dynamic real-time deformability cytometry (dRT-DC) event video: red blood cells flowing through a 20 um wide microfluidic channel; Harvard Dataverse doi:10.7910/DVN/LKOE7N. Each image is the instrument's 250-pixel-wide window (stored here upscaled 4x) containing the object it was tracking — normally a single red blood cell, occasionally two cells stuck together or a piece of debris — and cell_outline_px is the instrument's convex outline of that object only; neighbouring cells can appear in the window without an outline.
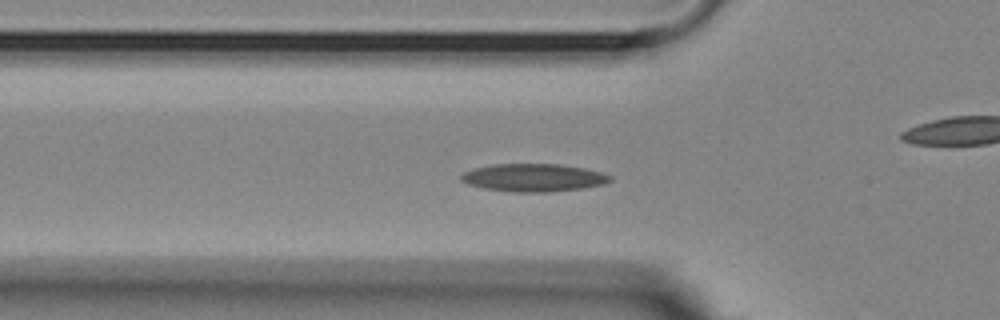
{"species": "Egyptian fruit bat (a non-hibernating species)", "species_latin": "Rousettus aegyptiacus", "temperature_condition": "room temperature", "stored_images_in_passage": 41, "camera_frame_rate_fps": 3000, "um_per_image_px": 0.085, "animal": {"sex": "female"}, "frame": {"image": 1, "passage_image": 15, "time_ms": 4.667, "image_size_px": [1000, 320], "cell_outline_px": [[612, 180], [604, 184], [580, 188], [548, 192], [512, 192], [484, 188], [468, 184], [460, 180], [460, 176], [464, 172], [472, 168], [492, 164], [556, 164], [584, 168], [600, 172], [612, 176]], "centroid_in_image_um": [45.31, 15.1], "position_along_channel_um": 80.5, "area_um2": 24.1}}
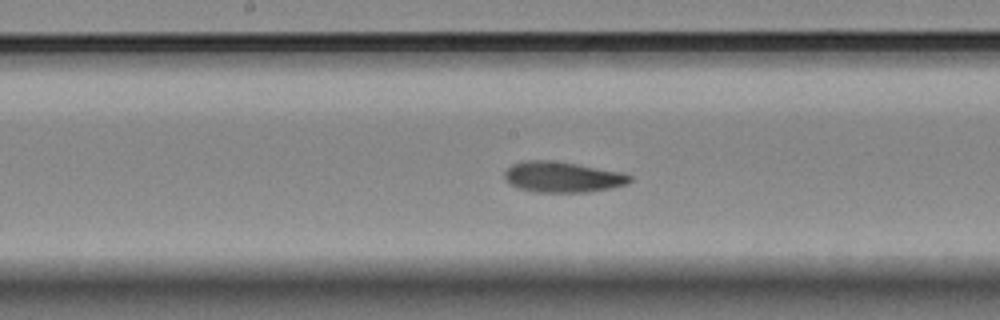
{"frame": {"image": 2, "passage_image": 25, "time_ms": 8.0, "image_size_px": [1000, 320], "cell_outline_px": [[632, 180], [628, 184], [612, 188], [588, 192], [536, 192], [520, 188], [508, 184], [504, 180], [504, 172], [512, 164], [524, 160], [548, 160], [576, 164], [620, 172], [632, 176]], "centroid_in_image_um": [47.79, 15.05], "position_along_channel_um": 200.4, "area_um2": 22.43}}
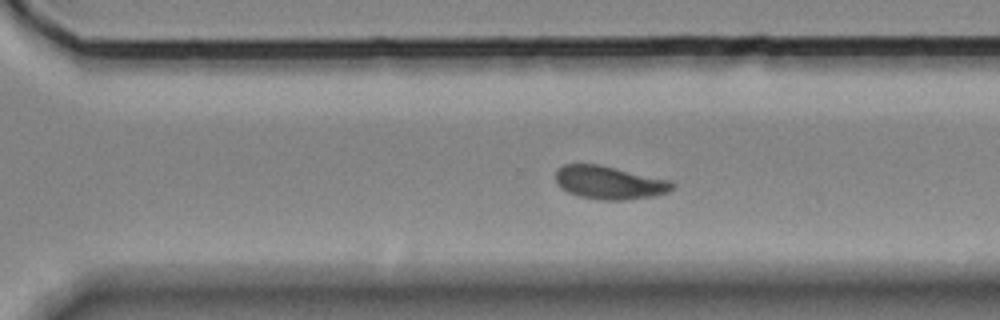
{"frame": {"image": 3, "passage_image": 35, "time_ms": 11.333, "image_size_px": [1000, 320], "cell_outline_px": [[676, 188], [668, 192], [652, 196], [624, 200], [600, 200], [580, 196], [568, 192], [560, 188], [556, 184], [556, 168], [564, 164], [600, 164], [672, 180], [676, 184]], "centroid_in_image_um": [51.82, 15.51], "position_along_channel_um": 318.8, "area_um2": 22.95}, "authors_computed_cell_mechanics": {"area_um2": 22.5998, "velocity_mm_per_s": 3.5701, "shape_relaxation_time_tau1_ms": 3.2968, "shape_relaxation_time_tau2_ms": 1.576, "deformation_change_tau1": 0.1384, "deformation_change_tau2": 0.0793}}